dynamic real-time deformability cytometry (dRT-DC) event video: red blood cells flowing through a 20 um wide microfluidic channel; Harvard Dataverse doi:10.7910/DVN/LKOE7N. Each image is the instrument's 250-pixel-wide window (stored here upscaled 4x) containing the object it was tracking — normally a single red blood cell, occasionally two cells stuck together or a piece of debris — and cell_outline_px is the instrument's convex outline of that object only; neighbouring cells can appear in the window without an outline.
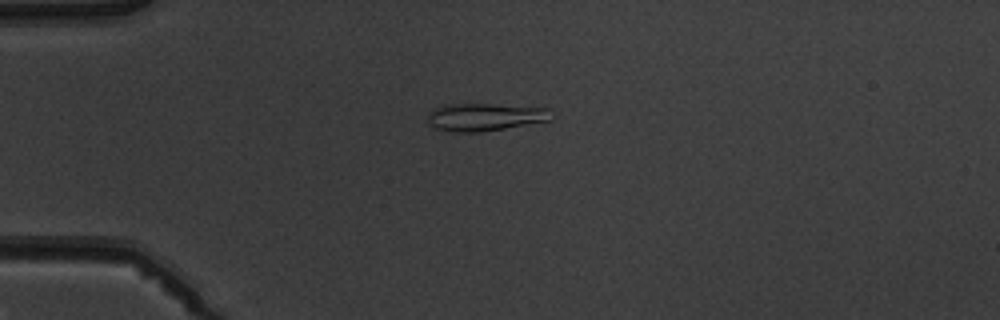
{"species": "common noctule bat (a hibernating species)", "species_latin": "Nyctalus noctula", "temperature_condition": "warm", "stored_images_in_passage": 2, "camera_frame_rate_fps": 3000, "um_per_image_px": 0.085, "animal": {"sex": "male", "body_mass_g": 19.5, "forearm_length_mm": 54.6}, "frame": {"image": 1, "passage_image": 1, "time_ms": 0.0, "image_size_px": [1000, 320], "cell_outline_px": [[552, 120], [484, 132], [452, 132], [436, 128], [428, 120], [428, 112], [432, 108], [444, 104], [496, 104], [548, 108]], "centroid_in_image_um": [41.2, 9.94], "position_along_channel_um": 43.8, "area_um2": 20.06}}